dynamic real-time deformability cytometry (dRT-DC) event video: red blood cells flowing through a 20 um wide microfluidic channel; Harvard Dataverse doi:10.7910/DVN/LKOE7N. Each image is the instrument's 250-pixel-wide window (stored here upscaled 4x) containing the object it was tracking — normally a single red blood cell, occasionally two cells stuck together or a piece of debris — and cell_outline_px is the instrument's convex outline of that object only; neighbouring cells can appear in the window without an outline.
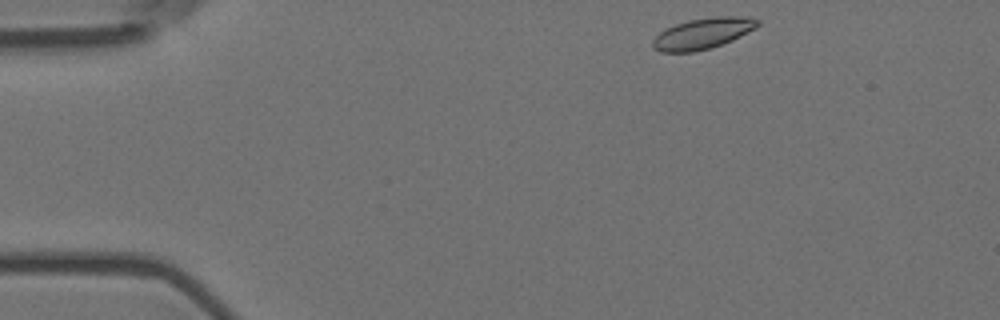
{"species": "Egyptian fruit bat (a non-hibernating species)", "species_latin": "Rousettus aegyptiacus", "temperature_condition": "room temperature", "stored_images_in_passage": 4, "camera_frame_rate_fps": 3000, "um_per_image_px": 0.085, "animal": {"sex": "female"}, "frame": {"image": 1, "passage_image": 1, "time_ms": 0.0, "image_size_px": [1000, 320], "cell_outline_px": [[760, 24], [756, 28], [732, 40], [708, 48], [692, 52], [660, 52], [652, 48], [652, 40], [660, 32], [676, 24], [688, 20], [716, 16], [748, 16], [760, 20]], "centroid_in_image_um": [59.75, 2.83], "position_along_channel_um": 25.3, "area_um2": 18.84}}
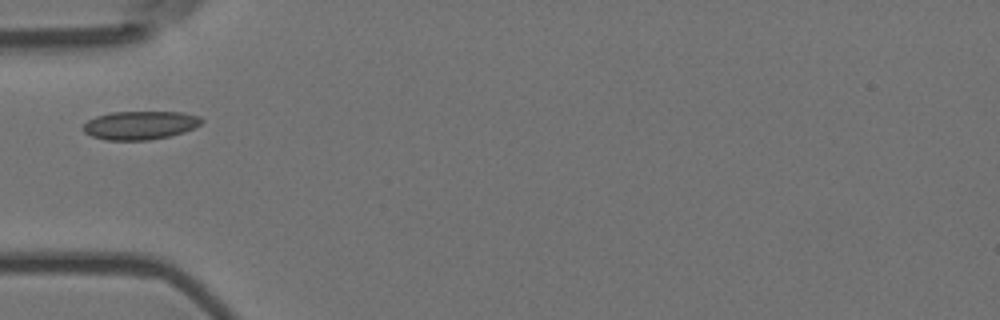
{"frame": {"image": 2, "passage_image": 4, "time_ms": 1.0, "image_size_px": [1000, 320], "cell_outline_px": [[204, 120], [200, 124], [184, 132], [168, 136], [148, 140], [108, 140], [92, 136], [84, 132], [84, 124], [88, 120], [96, 116], [112, 112], [180, 112], [200, 116]], "centroid_in_image_um": [11.91, 10.64], "position_along_channel_um": 73.1, "area_um2": 19.48}}